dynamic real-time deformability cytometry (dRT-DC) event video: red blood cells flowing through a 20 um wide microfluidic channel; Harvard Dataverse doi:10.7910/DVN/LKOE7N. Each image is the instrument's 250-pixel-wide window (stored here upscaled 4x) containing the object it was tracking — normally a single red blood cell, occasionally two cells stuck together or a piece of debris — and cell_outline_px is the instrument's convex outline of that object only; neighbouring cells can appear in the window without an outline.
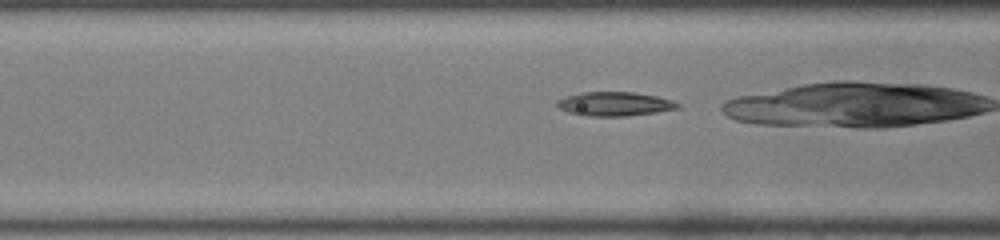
{"species": "common noctule bat (a hibernating species)", "species_latin": "Nyctalus noctula", "temperature_condition": "room temperature", "stored_images_in_passage": 17, "camera_frame_rate_fps": 3000, "um_per_image_px": 0.085, "animal": {"sex": "male", "body_mass_g": 19.0, "forearm_length_mm": 50.8}, "frame": {"image": 1, "passage_image": 15, "time_ms": 4.667, "image_size_px": [1000, 240], "cell_outline_px": [[680, 108], [656, 112], [624, 116], [588, 116], [568, 112], [560, 108], [556, 104], [556, 100], [580, 92], [632, 92], [656, 96], [672, 100], [680, 104]], "centroid_in_image_um": [52.24, 8.83], "position_along_channel_um": 114.4, "area_um2": 16.76}}